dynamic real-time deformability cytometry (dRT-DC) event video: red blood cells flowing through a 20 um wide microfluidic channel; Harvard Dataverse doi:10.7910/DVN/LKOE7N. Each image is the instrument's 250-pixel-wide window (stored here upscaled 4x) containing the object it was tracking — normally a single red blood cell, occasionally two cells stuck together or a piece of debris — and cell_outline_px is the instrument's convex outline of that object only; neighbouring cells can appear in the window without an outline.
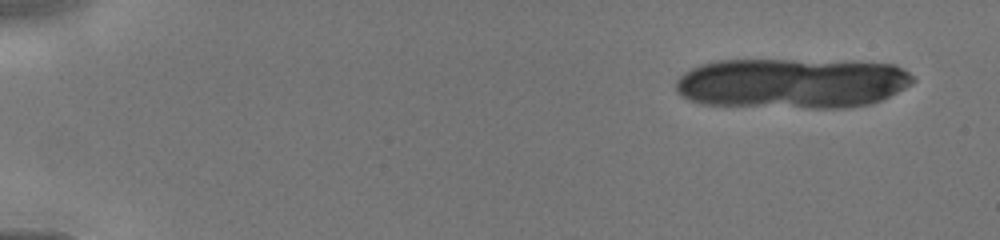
{"species": "human", "species_latin": "Homo sapiens", "temperature_condition": "cold", "stored_images_in_passage": 5, "camera_frame_rate_fps": 3000, "um_per_image_px": 0.085, "donor": {"sex": "male"}, "frame": {"image": 1, "passage_image": 1, "time_ms": 0.0, "image_size_px": [1000, 240], "cell_outline_px": [[916, 80], [912, 84], [880, 100], [868, 104], [844, 108], [808, 108], [700, 104], [688, 100], [680, 96], [676, 92], [676, 80], [688, 68], [700, 64], [716, 60], [852, 60], [896, 64], [904, 68], [916, 76]], "centroid_in_image_um": [67.34, 7.05], "position_along_channel_um": 17.7, "area_um2": 70.86}}